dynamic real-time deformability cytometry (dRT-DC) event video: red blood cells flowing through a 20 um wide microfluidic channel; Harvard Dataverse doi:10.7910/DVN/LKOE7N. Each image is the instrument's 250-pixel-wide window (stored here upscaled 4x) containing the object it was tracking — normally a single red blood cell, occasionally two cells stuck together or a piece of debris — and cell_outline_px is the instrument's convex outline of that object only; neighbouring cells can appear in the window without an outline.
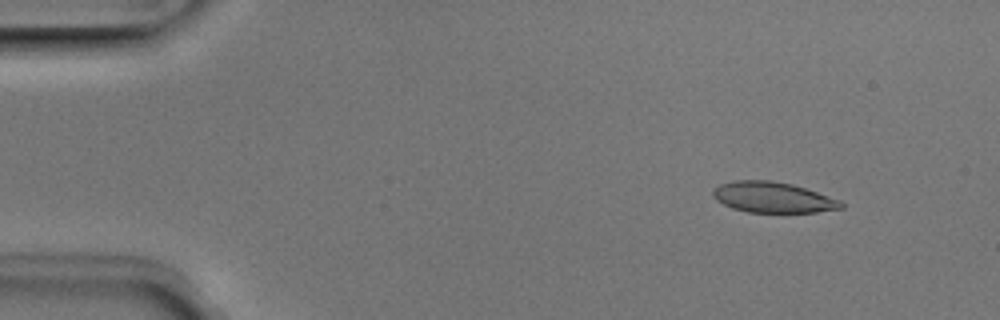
{"species": "Egyptian fruit bat (a non-hibernating species)", "species_latin": "Rousettus aegyptiacus", "temperature_condition": "room temperature", "stored_images_in_passage": 4, "camera_frame_rate_fps": 3000, "um_per_image_px": 0.085, "animal": {"sex": "male"}, "frame": {"image": 1, "passage_image": 2, "time_ms": 0.333, "image_size_px": [1000, 320], "cell_outline_px": [[844, 208], [816, 212], [748, 212], [732, 208], [716, 200], [712, 196], [712, 192], [720, 184], [736, 180], [768, 180], [792, 184], [840, 200], [844, 204]], "centroid_in_image_um": [65.69, 16.78], "position_along_channel_um": 19.3, "area_um2": 22.72}}